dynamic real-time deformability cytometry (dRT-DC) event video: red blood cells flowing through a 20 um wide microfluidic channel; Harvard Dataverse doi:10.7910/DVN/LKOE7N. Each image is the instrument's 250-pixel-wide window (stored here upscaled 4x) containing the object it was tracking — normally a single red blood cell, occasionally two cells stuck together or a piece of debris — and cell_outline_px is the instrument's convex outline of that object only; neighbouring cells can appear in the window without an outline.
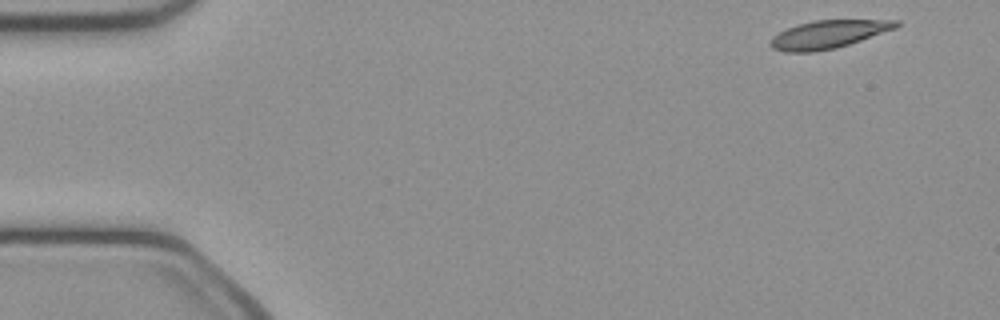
{"species": "common noctule bat (a hibernating species)", "species_latin": "Nyctalus noctula", "temperature_condition": "cold", "stored_images_in_passage": 47, "camera_frame_rate_fps": 3000, "um_per_image_px": 0.085, "animal": {"sex": "female", "body_mass_g": 21.9}, "frame": {"image": 1, "passage_image": 1, "time_ms": 0.0, "image_size_px": [1000, 320], "cell_outline_px": [[900, 24], [896, 28], [836, 48], [812, 52], [784, 52], [772, 48], [768, 44], [772, 36], [788, 28], [812, 20], [900, 20]], "centroid_in_image_um": [70.38, 2.92], "position_along_channel_um": 14.6, "area_um2": 20.35}}
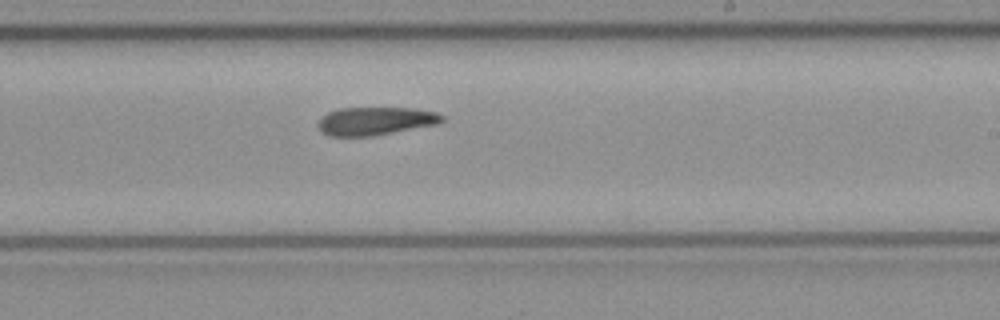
{"frame": {"image": 2, "passage_image": 27, "time_ms": 8.667, "image_size_px": [1000, 320], "cell_outline_px": [[444, 120], [440, 124], [372, 136], [328, 136], [316, 124], [328, 112], [340, 108], [416, 108], [436, 112], [444, 116]], "centroid_in_image_um": [31.97, 10.28], "position_along_channel_um": 257.0, "area_um2": 20.35}}
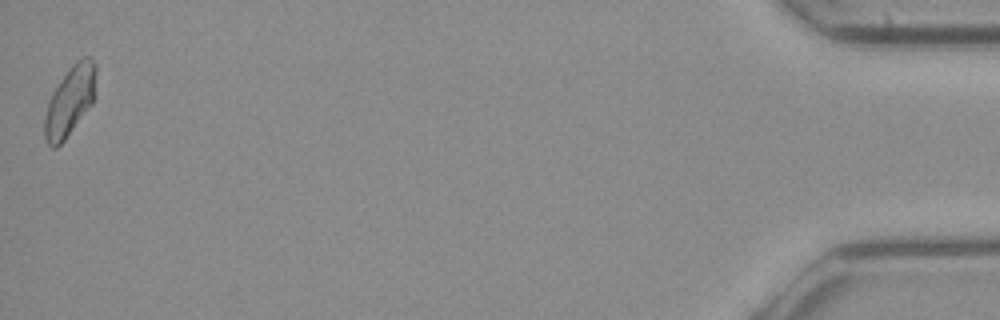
{"frame": {"image": 3, "passage_image": 47, "time_ms": 15.333, "image_size_px": [1000, 320], "cell_outline_px": [[96, 72], [92, 104], [64, 140], [56, 148], [52, 148], [48, 144], [44, 136], [44, 120], [48, 104], [52, 92], [60, 80], [72, 64], [76, 60], [84, 56], [88, 56], [96, 64]], "centroid_in_image_um": [5.93, 8.57], "position_along_channel_um": 429.3, "area_um2": 20.58}}